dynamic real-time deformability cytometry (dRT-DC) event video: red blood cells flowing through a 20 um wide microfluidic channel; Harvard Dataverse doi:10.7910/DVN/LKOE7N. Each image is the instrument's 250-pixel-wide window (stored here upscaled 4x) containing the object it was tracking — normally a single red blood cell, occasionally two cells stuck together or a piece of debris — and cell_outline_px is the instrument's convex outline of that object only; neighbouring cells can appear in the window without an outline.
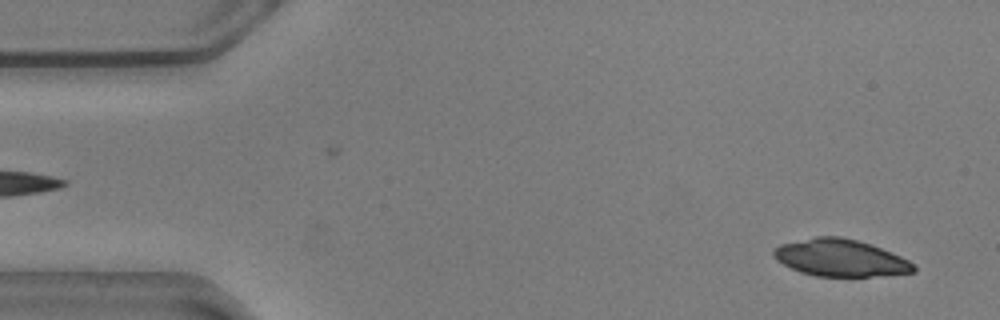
{"species": "common noctule bat (a hibernating species)", "species_latin": "Nyctalus noctula", "temperature_condition": "warm", "stored_images_in_passage": 15, "camera_frame_rate_fps": 3000, "um_per_image_px": 0.085, "animal": {"sex": "male", "body_mass_g": 20.5, "forearm_length_mm": 52.5}, "frame": {"image": 1, "passage_image": 2, "time_ms": 0.333, "image_size_px": [1000, 320], "cell_outline_px": [[916, 272], [868, 276], [816, 276], [800, 272], [776, 260], [772, 256], [772, 248], [780, 244], [816, 236], [840, 236], [872, 244], [892, 252], [916, 264]], "centroid_in_image_um": [71.42, 21.91], "position_along_channel_um": 13.6, "area_um2": 30.35}}